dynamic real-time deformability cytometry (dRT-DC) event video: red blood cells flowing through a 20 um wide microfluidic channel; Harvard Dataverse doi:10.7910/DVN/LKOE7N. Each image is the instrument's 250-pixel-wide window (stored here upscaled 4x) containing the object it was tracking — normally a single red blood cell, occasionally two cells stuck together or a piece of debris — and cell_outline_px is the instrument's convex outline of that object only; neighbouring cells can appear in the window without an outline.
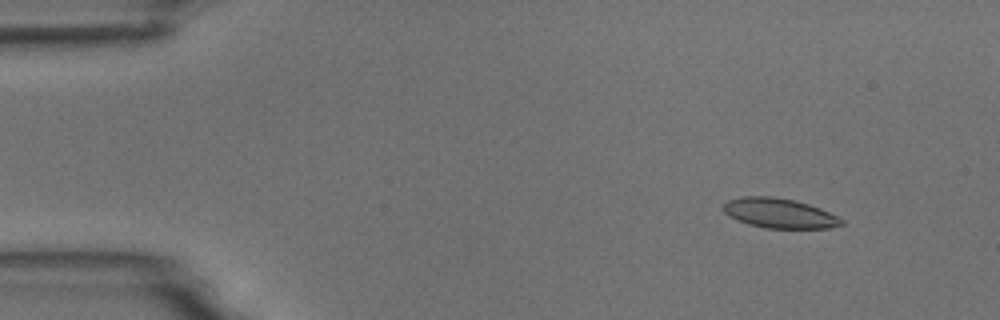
{"species": "common noctule bat (a hibernating species)", "species_latin": "Nyctalus noctula", "temperature_condition": "room temperature", "stored_images_in_passage": 5, "camera_frame_rate_fps": 3000, "um_per_image_px": 0.085, "animal": {"sex": "male", "body_mass_g": 18.8}, "frame": {"image": 1, "passage_image": 2, "time_ms": 1.333, "image_size_px": [1000, 320], "cell_outline_px": [[844, 224], [828, 228], [764, 228], [748, 224], [728, 216], [720, 208], [728, 200], [740, 196], [772, 196], [792, 200], [808, 204], [820, 208], [844, 220]], "centroid_in_image_um": [66.2, 18.12], "position_along_channel_um": 18.8, "area_um2": 20.52}}
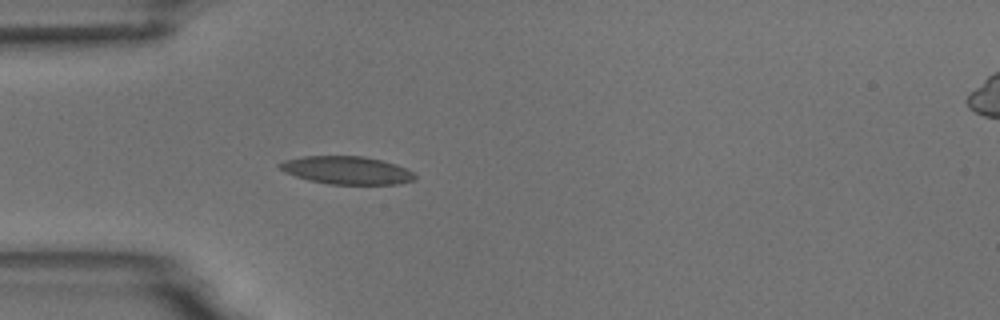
{"frame": {"image": 2, "passage_image": 5, "time_ms": 4.667, "image_size_px": [1000, 320], "cell_outline_px": [[416, 180], [400, 184], [328, 184], [308, 180], [284, 172], [276, 164], [284, 160], [304, 156], [364, 156], [396, 164], [412, 172], [416, 176]], "centroid_in_image_um": [29.46, 14.47], "position_along_channel_um": 55.5, "area_um2": 22.02}}